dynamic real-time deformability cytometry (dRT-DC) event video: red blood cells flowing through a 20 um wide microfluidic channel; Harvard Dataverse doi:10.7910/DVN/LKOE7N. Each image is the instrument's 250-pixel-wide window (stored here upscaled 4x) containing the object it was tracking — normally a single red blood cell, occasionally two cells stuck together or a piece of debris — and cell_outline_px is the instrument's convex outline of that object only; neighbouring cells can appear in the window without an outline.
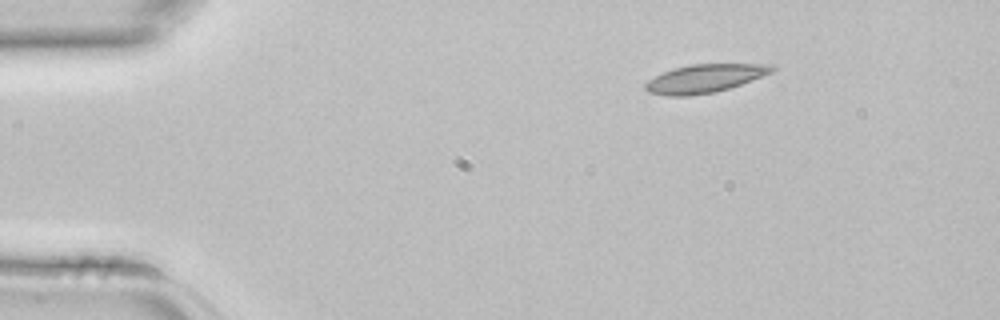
{"species": "common noctule bat (a hibernating species)", "species_latin": "Nyctalus noctula", "temperature_condition": "room temperature", "stored_images_in_passage": 2, "camera_frame_rate_fps": 3000, "um_per_image_px": 0.085, "animal": {"sex": "female", "body_mass_g": 22.7, "forearm_length_mm": 54.2}, "frame": {"image": 1, "passage_image": 1, "time_ms": 0.0, "image_size_px": [1000, 320], "cell_outline_px": [[776, 68], [772, 72], [752, 80], [716, 92], [688, 96], [668, 96], [648, 92], [644, 88], [644, 84], [648, 80], [664, 72], [676, 68], [692, 64], [776, 64]], "centroid_in_image_um": [59.91, 6.67], "position_along_channel_um": 25.1, "area_um2": 20.75}}